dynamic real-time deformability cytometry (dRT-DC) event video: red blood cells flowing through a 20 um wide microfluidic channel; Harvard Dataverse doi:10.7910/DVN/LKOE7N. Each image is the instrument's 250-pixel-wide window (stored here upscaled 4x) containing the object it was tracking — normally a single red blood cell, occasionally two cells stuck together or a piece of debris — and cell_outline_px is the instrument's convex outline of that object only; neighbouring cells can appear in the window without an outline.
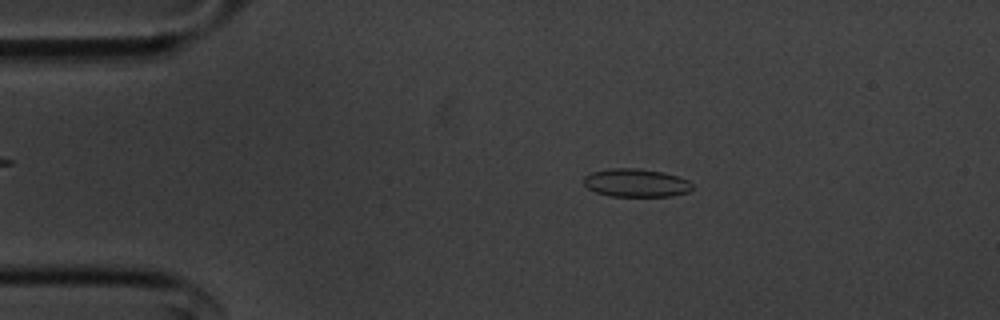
{"species": "common noctule bat (a hibernating species)", "species_latin": "Nyctalus noctula", "temperature_condition": "cold", "stored_images_in_passage": 55, "camera_frame_rate_fps": 3000, "um_per_image_px": 0.085, "animal": {"sex": "male", "body_mass_g": 20.1, "forearm_length_mm": 53.5}, "frame": {"image": 1, "passage_image": 10, "time_ms": 3.0, "image_size_px": [1000, 320], "cell_outline_px": [[692, 188], [688, 192], [672, 196], [612, 196], [596, 192], [588, 188], [584, 184], [584, 176], [592, 172], [608, 168], [636, 168], [664, 172], [688, 180], [692, 184]], "centroid_in_image_um": [54.06, 15.54], "position_along_channel_um": 30.9, "area_um2": 17.8}}
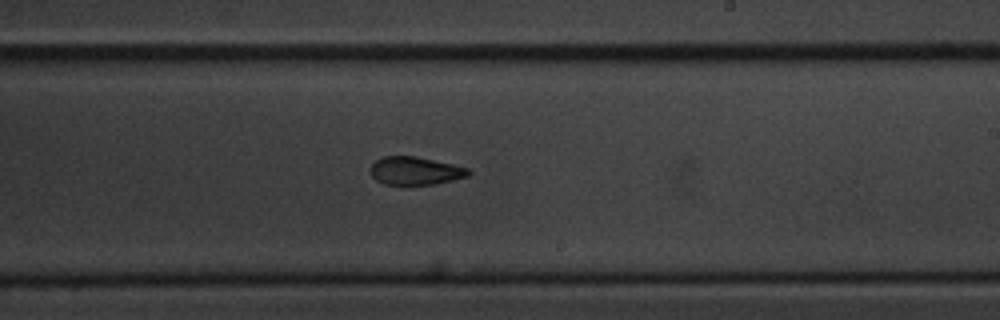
{"frame": {"image": 2, "passage_image": 32, "time_ms": 10.333, "image_size_px": [1000, 320], "cell_outline_px": [[472, 172], [468, 176], [436, 184], [384, 184], [376, 180], [372, 176], [368, 168], [376, 160], [384, 156], [416, 156], [452, 164], [468, 168]], "centroid_in_image_um": [35.28, 14.51], "position_along_channel_um": 253.7, "area_um2": 16.01}}
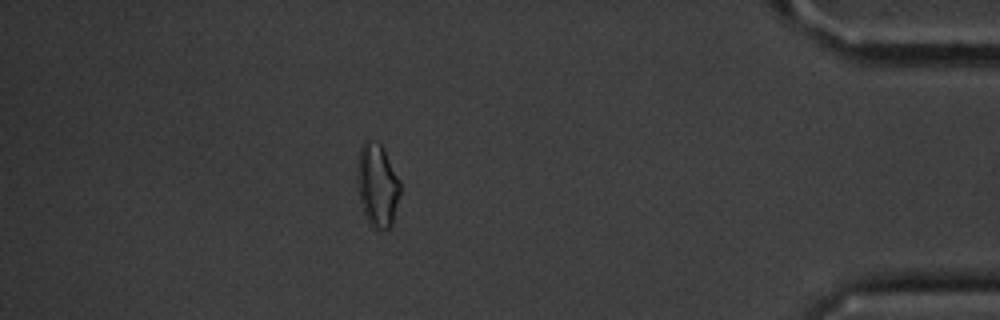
{"frame": {"image": 3, "passage_image": 48, "time_ms": 15.667, "image_size_px": [1000, 320], "cell_outline_px": [[400, 192], [392, 228], [384, 232], [372, 228], [364, 212], [360, 200], [356, 176], [360, 148], [364, 140], [368, 140], [380, 144], [384, 148], [400, 180]], "centroid_in_image_um": [32.09, 15.79], "position_along_channel_um": 403.1, "area_um2": 21.1}, "authors_computed_cell_mechanics": {"area_um2": 17.4556, "velocity_mm_per_s": 3.6287, "shape_relaxation_time_tau1_ms": 6.2472, "shape_relaxation_time_tau2_ms": 2.5094, "deformation_change_tau1": 0.1387, "deformation_change_tau2": 0.0952}}